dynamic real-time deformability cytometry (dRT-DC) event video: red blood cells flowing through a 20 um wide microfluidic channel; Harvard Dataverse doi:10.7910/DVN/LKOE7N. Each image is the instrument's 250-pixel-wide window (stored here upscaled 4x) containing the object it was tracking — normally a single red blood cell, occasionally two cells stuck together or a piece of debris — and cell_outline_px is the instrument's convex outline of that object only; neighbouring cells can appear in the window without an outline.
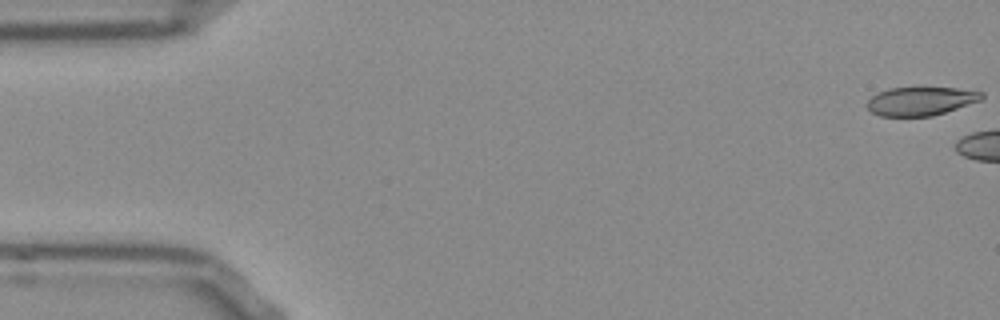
{"species": "Egyptian fruit bat (a non-hibernating species)", "species_latin": "Rousettus aegyptiacus", "temperature_condition": "room temperature", "stored_images_in_passage": 6, "camera_frame_rate_fps": 3000, "um_per_image_px": 0.085, "frame": {"image": 1, "passage_image": 1, "time_ms": 0.0, "image_size_px": [1000, 320], "cell_outline_px": [[984, 96], [980, 100], [932, 116], [880, 116], [872, 112], [868, 108], [868, 100], [872, 96], [880, 92], [892, 88], [920, 84], [956, 88], [984, 92]], "centroid_in_image_um": [78.27, 8.54], "position_along_channel_um": 6.7, "area_um2": 19.59}}